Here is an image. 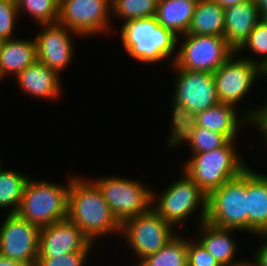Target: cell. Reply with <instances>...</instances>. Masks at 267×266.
Wrapping results in <instances>:
<instances>
[{"mask_svg": "<svg viewBox=\"0 0 267 266\" xmlns=\"http://www.w3.org/2000/svg\"><path fill=\"white\" fill-rule=\"evenodd\" d=\"M158 0H111V13L123 23L154 17Z\"/></svg>", "mask_w": 267, "mask_h": 266, "instance_id": "obj_27", "label": "cell"}, {"mask_svg": "<svg viewBox=\"0 0 267 266\" xmlns=\"http://www.w3.org/2000/svg\"><path fill=\"white\" fill-rule=\"evenodd\" d=\"M267 106L266 102L258 108H249L241 117L237 107L231 104L218 103L202 112L197 113L198 126L225 135L229 140H235L240 126L251 125V120ZM238 115V116H237ZM242 118V119H241Z\"/></svg>", "mask_w": 267, "mask_h": 266, "instance_id": "obj_16", "label": "cell"}, {"mask_svg": "<svg viewBox=\"0 0 267 266\" xmlns=\"http://www.w3.org/2000/svg\"><path fill=\"white\" fill-rule=\"evenodd\" d=\"M258 236L263 238L264 242L253 256L257 266H267V234H259Z\"/></svg>", "mask_w": 267, "mask_h": 266, "instance_id": "obj_35", "label": "cell"}, {"mask_svg": "<svg viewBox=\"0 0 267 266\" xmlns=\"http://www.w3.org/2000/svg\"><path fill=\"white\" fill-rule=\"evenodd\" d=\"M263 18L267 22V14Z\"/></svg>", "mask_w": 267, "mask_h": 266, "instance_id": "obj_42", "label": "cell"}, {"mask_svg": "<svg viewBox=\"0 0 267 266\" xmlns=\"http://www.w3.org/2000/svg\"><path fill=\"white\" fill-rule=\"evenodd\" d=\"M250 50L255 56L259 55L261 58L248 57V60L262 67L267 62V22L262 18L254 29L249 34L248 39L243 45L236 51L237 54H242L245 50ZM257 60V61H256Z\"/></svg>", "mask_w": 267, "mask_h": 266, "instance_id": "obj_29", "label": "cell"}, {"mask_svg": "<svg viewBox=\"0 0 267 266\" xmlns=\"http://www.w3.org/2000/svg\"><path fill=\"white\" fill-rule=\"evenodd\" d=\"M257 127L258 130L264 135L267 144V106L263 108L260 113L251 120V126Z\"/></svg>", "mask_w": 267, "mask_h": 266, "instance_id": "obj_34", "label": "cell"}, {"mask_svg": "<svg viewBox=\"0 0 267 266\" xmlns=\"http://www.w3.org/2000/svg\"><path fill=\"white\" fill-rule=\"evenodd\" d=\"M187 244V238L176 235L158 252L147 256L134 266H187Z\"/></svg>", "mask_w": 267, "mask_h": 266, "instance_id": "obj_26", "label": "cell"}, {"mask_svg": "<svg viewBox=\"0 0 267 266\" xmlns=\"http://www.w3.org/2000/svg\"><path fill=\"white\" fill-rule=\"evenodd\" d=\"M213 1L218 3L221 7L225 8L231 5H237L251 0H213Z\"/></svg>", "mask_w": 267, "mask_h": 266, "instance_id": "obj_37", "label": "cell"}, {"mask_svg": "<svg viewBox=\"0 0 267 266\" xmlns=\"http://www.w3.org/2000/svg\"><path fill=\"white\" fill-rule=\"evenodd\" d=\"M235 140L210 152L192 154L183 171L207 194L240 175L247 165L237 153Z\"/></svg>", "mask_w": 267, "mask_h": 266, "instance_id": "obj_3", "label": "cell"}, {"mask_svg": "<svg viewBox=\"0 0 267 266\" xmlns=\"http://www.w3.org/2000/svg\"><path fill=\"white\" fill-rule=\"evenodd\" d=\"M1 165H2V161H1V157H0V170L3 168Z\"/></svg>", "mask_w": 267, "mask_h": 266, "instance_id": "obj_41", "label": "cell"}, {"mask_svg": "<svg viewBox=\"0 0 267 266\" xmlns=\"http://www.w3.org/2000/svg\"><path fill=\"white\" fill-rule=\"evenodd\" d=\"M260 69H261V77L265 79L264 77L265 76L267 77V62L262 67H260Z\"/></svg>", "mask_w": 267, "mask_h": 266, "instance_id": "obj_40", "label": "cell"}, {"mask_svg": "<svg viewBox=\"0 0 267 266\" xmlns=\"http://www.w3.org/2000/svg\"><path fill=\"white\" fill-rule=\"evenodd\" d=\"M172 122L168 138L169 148L186 144L189 145L191 137L198 126L197 114L193 113L181 103L172 101ZM186 142V143H185Z\"/></svg>", "mask_w": 267, "mask_h": 266, "instance_id": "obj_24", "label": "cell"}, {"mask_svg": "<svg viewBox=\"0 0 267 266\" xmlns=\"http://www.w3.org/2000/svg\"><path fill=\"white\" fill-rule=\"evenodd\" d=\"M0 225V255L26 266H35L41 228L17 214H8Z\"/></svg>", "mask_w": 267, "mask_h": 266, "instance_id": "obj_12", "label": "cell"}, {"mask_svg": "<svg viewBox=\"0 0 267 266\" xmlns=\"http://www.w3.org/2000/svg\"><path fill=\"white\" fill-rule=\"evenodd\" d=\"M60 77L41 61L35 60L16 76V81L20 89L31 97L52 100L62 93Z\"/></svg>", "mask_w": 267, "mask_h": 266, "instance_id": "obj_19", "label": "cell"}, {"mask_svg": "<svg viewBox=\"0 0 267 266\" xmlns=\"http://www.w3.org/2000/svg\"><path fill=\"white\" fill-rule=\"evenodd\" d=\"M57 184L28 179L17 215L39 228L67 219L70 181Z\"/></svg>", "mask_w": 267, "mask_h": 266, "instance_id": "obj_4", "label": "cell"}, {"mask_svg": "<svg viewBox=\"0 0 267 266\" xmlns=\"http://www.w3.org/2000/svg\"><path fill=\"white\" fill-rule=\"evenodd\" d=\"M262 18L267 14V0H254Z\"/></svg>", "mask_w": 267, "mask_h": 266, "instance_id": "obj_38", "label": "cell"}, {"mask_svg": "<svg viewBox=\"0 0 267 266\" xmlns=\"http://www.w3.org/2000/svg\"><path fill=\"white\" fill-rule=\"evenodd\" d=\"M187 259L188 266H221L197 239H188Z\"/></svg>", "mask_w": 267, "mask_h": 266, "instance_id": "obj_32", "label": "cell"}, {"mask_svg": "<svg viewBox=\"0 0 267 266\" xmlns=\"http://www.w3.org/2000/svg\"><path fill=\"white\" fill-rule=\"evenodd\" d=\"M223 266H257L255 259L254 262L248 261V260H239V261H233L232 263H229L227 265Z\"/></svg>", "mask_w": 267, "mask_h": 266, "instance_id": "obj_39", "label": "cell"}, {"mask_svg": "<svg viewBox=\"0 0 267 266\" xmlns=\"http://www.w3.org/2000/svg\"><path fill=\"white\" fill-rule=\"evenodd\" d=\"M41 26L43 30L36 33L35 37L37 60L60 76V72L66 69L73 59L72 35H79L59 22L40 24Z\"/></svg>", "mask_w": 267, "mask_h": 266, "instance_id": "obj_14", "label": "cell"}, {"mask_svg": "<svg viewBox=\"0 0 267 266\" xmlns=\"http://www.w3.org/2000/svg\"><path fill=\"white\" fill-rule=\"evenodd\" d=\"M198 0H158L157 22L177 36L186 34Z\"/></svg>", "mask_w": 267, "mask_h": 266, "instance_id": "obj_22", "label": "cell"}, {"mask_svg": "<svg viewBox=\"0 0 267 266\" xmlns=\"http://www.w3.org/2000/svg\"><path fill=\"white\" fill-rule=\"evenodd\" d=\"M111 0H59L58 22L80 36L108 32Z\"/></svg>", "mask_w": 267, "mask_h": 266, "instance_id": "obj_10", "label": "cell"}, {"mask_svg": "<svg viewBox=\"0 0 267 266\" xmlns=\"http://www.w3.org/2000/svg\"><path fill=\"white\" fill-rule=\"evenodd\" d=\"M185 41L174 54V69L214 73L235 52L224 37L213 35L183 34Z\"/></svg>", "mask_w": 267, "mask_h": 266, "instance_id": "obj_7", "label": "cell"}, {"mask_svg": "<svg viewBox=\"0 0 267 266\" xmlns=\"http://www.w3.org/2000/svg\"><path fill=\"white\" fill-rule=\"evenodd\" d=\"M0 266H26L23 263L0 255Z\"/></svg>", "mask_w": 267, "mask_h": 266, "instance_id": "obj_36", "label": "cell"}, {"mask_svg": "<svg viewBox=\"0 0 267 266\" xmlns=\"http://www.w3.org/2000/svg\"><path fill=\"white\" fill-rule=\"evenodd\" d=\"M173 228L175 227L151 209L125 220L121 224L120 236L126 240L129 248L131 247L139 263L158 252L177 235Z\"/></svg>", "mask_w": 267, "mask_h": 266, "instance_id": "obj_9", "label": "cell"}, {"mask_svg": "<svg viewBox=\"0 0 267 266\" xmlns=\"http://www.w3.org/2000/svg\"><path fill=\"white\" fill-rule=\"evenodd\" d=\"M17 9L33 17L38 24L56 23L59 16V0H16Z\"/></svg>", "mask_w": 267, "mask_h": 266, "instance_id": "obj_28", "label": "cell"}, {"mask_svg": "<svg viewBox=\"0 0 267 266\" xmlns=\"http://www.w3.org/2000/svg\"><path fill=\"white\" fill-rule=\"evenodd\" d=\"M262 19L254 0L224 8V38L237 51Z\"/></svg>", "mask_w": 267, "mask_h": 266, "instance_id": "obj_17", "label": "cell"}, {"mask_svg": "<svg viewBox=\"0 0 267 266\" xmlns=\"http://www.w3.org/2000/svg\"><path fill=\"white\" fill-rule=\"evenodd\" d=\"M19 18L16 0H0V40L13 38L15 23Z\"/></svg>", "mask_w": 267, "mask_h": 266, "instance_id": "obj_31", "label": "cell"}, {"mask_svg": "<svg viewBox=\"0 0 267 266\" xmlns=\"http://www.w3.org/2000/svg\"><path fill=\"white\" fill-rule=\"evenodd\" d=\"M93 244L75 223L64 219L40 229L38 258H56L71 252H91Z\"/></svg>", "mask_w": 267, "mask_h": 266, "instance_id": "obj_15", "label": "cell"}, {"mask_svg": "<svg viewBox=\"0 0 267 266\" xmlns=\"http://www.w3.org/2000/svg\"><path fill=\"white\" fill-rule=\"evenodd\" d=\"M176 83L173 98L197 114L219 103L213 73L174 69Z\"/></svg>", "mask_w": 267, "mask_h": 266, "instance_id": "obj_13", "label": "cell"}, {"mask_svg": "<svg viewBox=\"0 0 267 266\" xmlns=\"http://www.w3.org/2000/svg\"><path fill=\"white\" fill-rule=\"evenodd\" d=\"M90 252H71L56 258H38L35 266H83Z\"/></svg>", "mask_w": 267, "mask_h": 266, "instance_id": "obj_33", "label": "cell"}, {"mask_svg": "<svg viewBox=\"0 0 267 266\" xmlns=\"http://www.w3.org/2000/svg\"><path fill=\"white\" fill-rule=\"evenodd\" d=\"M247 232L267 234V175L246 169Z\"/></svg>", "mask_w": 267, "mask_h": 266, "instance_id": "obj_18", "label": "cell"}, {"mask_svg": "<svg viewBox=\"0 0 267 266\" xmlns=\"http://www.w3.org/2000/svg\"><path fill=\"white\" fill-rule=\"evenodd\" d=\"M235 51L218 70L213 73L216 93L220 103L236 107L251 90L255 80L261 77L260 67L248 60V56L238 57Z\"/></svg>", "mask_w": 267, "mask_h": 266, "instance_id": "obj_11", "label": "cell"}, {"mask_svg": "<svg viewBox=\"0 0 267 266\" xmlns=\"http://www.w3.org/2000/svg\"><path fill=\"white\" fill-rule=\"evenodd\" d=\"M67 219L75 223L94 244L100 236L121 233V224L111 212L101 190L90 179L74 176L70 181Z\"/></svg>", "mask_w": 267, "mask_h": 266, "instance_id": "obj_1", "label": "cell"}, {"mask_svg": "<svg viewBox=\"0 0 267 266\" xmlns=\"http://www.w3.org/2000/svg\"><path fill=\"white\" fill-rule=\"evenodd\" d=\"M182 172L184 174L181 179L171 182L172 184L159 193L160 195H155L152 191V209L166 222L176 226L186 221L198 207H201L198 213L200 224L206 221L208 195L184 171Z\"/></svg>", "mask_w": 267, "mask_h": 266, "instance_id": "obj_5", "label": "cell"}, {"mask_svg": "<svg viewBox=\"0 0 267 266\" xmlns=\"http://www.w3.org/2000/svg\"><path fill=\"white\" fill-rule=\"evenodd\" d=\"M206 221L247 233L246 169L208 195Z\"/></svg>", "mask_w": 267, "mask_h": 266, "instance_id": "obj_6", "label": "cell"}, {"mask_svg": "<svg viewBox=\"0 0 267 266\" xmlns=\"http://www.w3.org/2000/svg\"><path fill=\"white\" fill-rule=\"evenodd\" d=\"M198 241L223 266L235 261L237 242L232 237L234 229L214 226L207 221L198 224ZM200 235V236H199Z\"/></svg>", "mask_w": 267, "mask_h": 266, "instance_id": "obj_21", "label": "cell"}, {"mask_svg": "<svg viewBox=\"0 0 267 266\" xmlns=\"http://www.w3.org/2000/svg\"><path fill=\"white\" fill-rule=\"evenodd\" d=\"M187 33L224 37V8L213 0H198Z\"/></svg>", "mask_w": 267, "mask_h": 266, "instance_id": "obj_23", "label": "cell"}, {"mask_svg": "<svg viewBox=\"0 0 267 266\" xmlns=\"http://www.w3.org/2000/svg\"><path fill=\"white\" fill-rule=\"evenodd\" d=\"M119 30L126 53L144 64L167 60L180 40L173 31L160 25L155 16L127 21Z\"/></svg>", "mask_w": 267, "mask_h": 266, "instance_id": "obj_2", "label": "cell"}, {"mask_svg": "<svg viewBox=\"0 0 267 266\" xmlns=\"http://www.w3.org/2000/svg\"><path fill=\"white\" fill-rule=\"evenodd\" d=\"M30 177L21 172L0 170V209H9V214H16L23 197L25 185Z\"/></svg>", "mask_w": 267, "mask_h": 266, "instance_id": "obj_25", "label": "cell"}, {"mask_svg": "<svg viewBox=\"0 0 267 266\" xmlns=\"http://www.w3.org/2000/svg\"><path fill=\"white\" fill-rule=\"evenodd\" d=\"M90 179L101 190L104 200L120 224L152 209L153 190L144 183L118 176Z\"/></svg>", "mask_w": 267, "mask_h": 266, "instance_id": "obj_8", "label": "cell"}, {"mask_svg": "<svg viewBox=\"0 0 267 266\" xmlns=\"http://www.w3.org/2000/svg\"><path fill=\"white\" fill-rule=\"evenodd\" d=\"M230 140L223 134L197 126L188 147L192 154L210 152L225 146Z\"/></svg>", "mask_w": 267, "mask_h": 266, "instance_id": "obj_30", "label": "cell"}, {"mask_svg": "<svg viewBox=\"0 0 267 266\" xmlns=\"http://www.w3.org/2000/svg\"><path fill=\"white\" fill-rule=\"evenodd\" d=\"M37 60L34 39L11 38L0 45V81L13 74L16 77L26 67Z\"/></svg>", "mask_w": 267, "mask_h": 266, "instance_id": "obj_20", "label": "cell"}]
</instances>
